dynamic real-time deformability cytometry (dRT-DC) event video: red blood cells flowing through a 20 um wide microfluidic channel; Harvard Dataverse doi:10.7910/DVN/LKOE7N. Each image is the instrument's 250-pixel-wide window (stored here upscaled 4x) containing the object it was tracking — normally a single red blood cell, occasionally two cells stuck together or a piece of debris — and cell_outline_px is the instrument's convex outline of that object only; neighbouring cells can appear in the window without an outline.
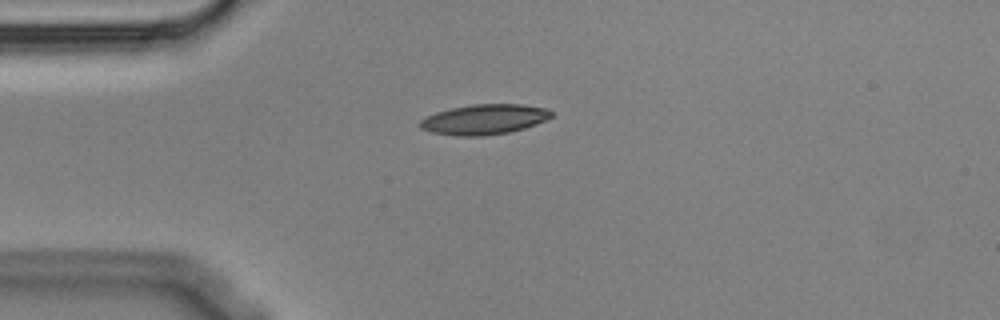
{"species": "Egyptian fruit bat (a non-hibernating species)", "species_latin": "Rousettus aegyptiacus", "temperature_condition": "cold", "stored_images_in_passage": 4, "camera_frame_rate_fps": 3000, "um_per_image_px": 0.085, "animal": {"sex": "male"}, "frame": {"image": 1, "passage_image": 4, "time_ms": 1.0, "image_size_px": [1000, 320], "cell_outline_px": [[552, 116], [536, 124], [524, 128], [508, 132], [484, 136], [456, 136], [432, 132], [420, 128], [416, 124], [420, 120], [436, 112], [452, 108], [472, 104], [524, 104], [548, 108], [552, 112]], "centroid_in_image_um": [41.15, 10.14], "position_along_channel_um": 43.9, "area_um2": 23.12}}